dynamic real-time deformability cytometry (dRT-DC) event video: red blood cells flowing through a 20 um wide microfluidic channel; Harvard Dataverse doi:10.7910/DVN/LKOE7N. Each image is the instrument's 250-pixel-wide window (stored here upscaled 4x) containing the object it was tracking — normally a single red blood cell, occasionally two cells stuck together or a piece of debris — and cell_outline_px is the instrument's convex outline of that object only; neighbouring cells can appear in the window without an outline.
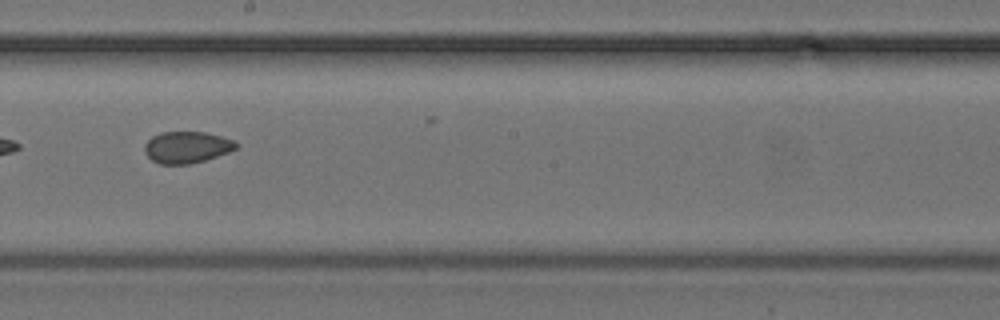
{"species": "common noctule bat (a hibernating species)", "species_latin": "Nyctalus noctula", "temperature_condition": "cold", "stored_images_in_passage": 18, "camera_frame_rate_fps": 3000, "um_per_image_px": 0.085, "animal": {"sex": "female", "body_mass_g": 24.6, "forearm_length_mm": 56.2}, "frame": {"image": 1, "passage_image": 13, "time_ms": 4.0, "image_size_px": [1000, 320], "cell_outline_px": [[240, 144], [236, 148], [228, 152], [204, 160], [188, 164], [160, 164], [152, 160], [144, 152], [144, 144], [152, 136], [160, 132], [204, 132], [220, 136], [232, 140]], "centroid_in_image_um": [15.85, 12.51], "position_along_channel_um": 232.4, "area_um2": 16.76}}
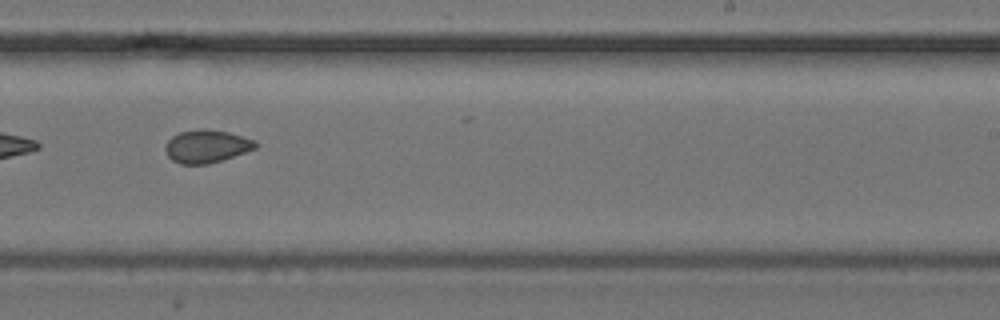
{"frame": {"image": 2, "passage_image": 16, "time_ms": 5.0, "image_size_px": [1000, 320], "cell_outline_px": [[256, 148], [208, 164], [180, 164], [172, 160], [168, 156], [164, 148], [164, 144], [172, 136], [180, 132], [200, 128], [208, 128], [228, 132], [256, 140]], "centroid_in_image_um": [17.52, 12.42], "position_along_channel_um": 271.5, "area_um2": 17.28}}